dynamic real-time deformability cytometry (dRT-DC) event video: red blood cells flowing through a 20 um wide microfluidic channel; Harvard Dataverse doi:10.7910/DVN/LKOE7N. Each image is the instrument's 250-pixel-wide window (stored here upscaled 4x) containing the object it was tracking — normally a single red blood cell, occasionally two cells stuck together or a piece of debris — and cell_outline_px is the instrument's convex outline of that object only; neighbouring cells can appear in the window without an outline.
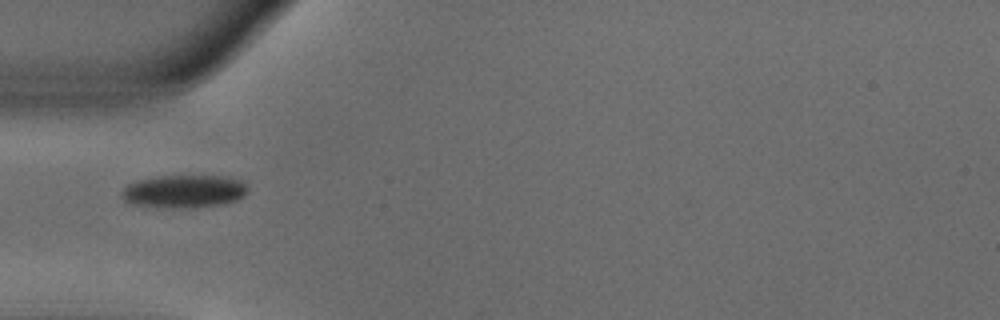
{"species": "common noctule bat (a hibernating species)", "species_latin": "Nyctalus noctula", "temperature_condition": "warm", "stored_images_in_passage": 21, "camera_frame_rate_fps": 3000, "um_per_image_px": 0.085, "animal": {"sex": "male", "body_mass_g": 18.8}, "frame": {"image": 1, "passage_image": 1, "time_ms": 0.0, "image_size_px": [1000, 320], "cell_outline_px": [[248, 192], [244, 196], [236, 200], [224, 204], [192, 208], [172, 208], [136, 204], [124, 200], [120, 196], [120, 192], [128, 184], [136, 180], [156, 176], [228, 176], [240, 180], [248, 188]], "centroid_in_image_um": [15.66, 16.26], "position_along_channel_um": 69.3, "area_um2": 24.33}}
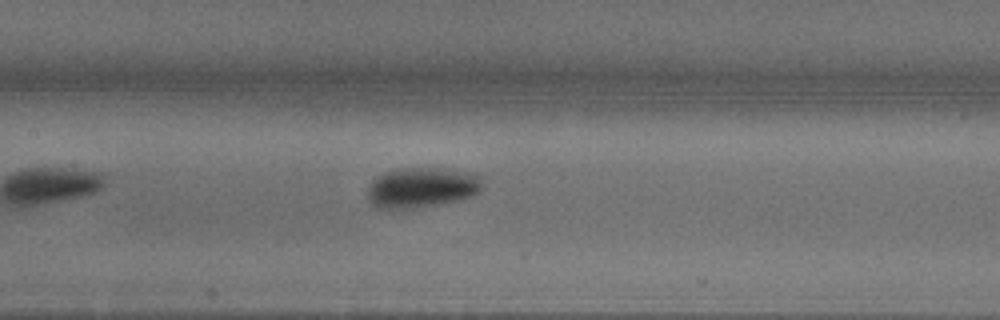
{"frame": {"image": 2, "passage_image": 9, "time_ms": 2.667, "image_size_px": [1000, 320], "cell_outline_px": [[480, 192], [472, 196], [460, 200], [436, 204], [408, 208], [376, 208], [368, 200], [368, 188], [372, 180], [376, 176], [384, 172], [400, 168], [436, 168], [460, 172], [480, 176]], "centroid_in_image_um": [35.78, 15.94], "position_along_channel_um": 171.6, "area_um2": 26.47}}
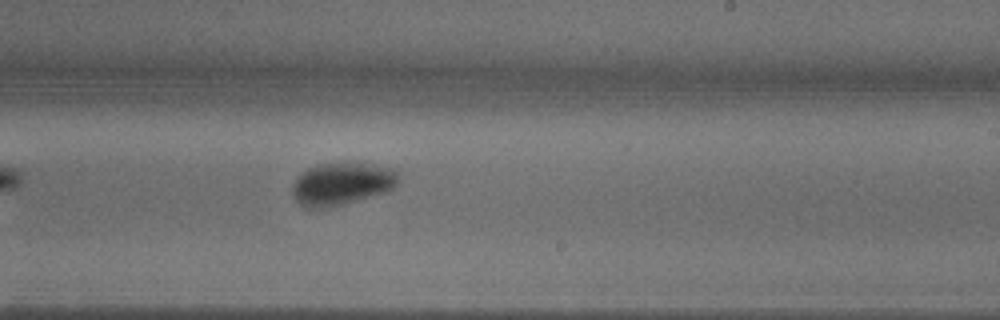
{"frame": {"image": 3, "passage_image": 16, "time_ms": 5.0, "image_size_px": [1000, 320], "cell_outline_px": [[400, 180], [388, 192], [344, 204], [328, 208], [304, 208], [292, 196], [292, 184], [308, 168], [320, 164], [372, 164], [396, 168], [400, 172]], "centroid_in_image_um": [29.11, 15.64], "position_along_channel_um": 259.9, "area_um2": 26.41}}